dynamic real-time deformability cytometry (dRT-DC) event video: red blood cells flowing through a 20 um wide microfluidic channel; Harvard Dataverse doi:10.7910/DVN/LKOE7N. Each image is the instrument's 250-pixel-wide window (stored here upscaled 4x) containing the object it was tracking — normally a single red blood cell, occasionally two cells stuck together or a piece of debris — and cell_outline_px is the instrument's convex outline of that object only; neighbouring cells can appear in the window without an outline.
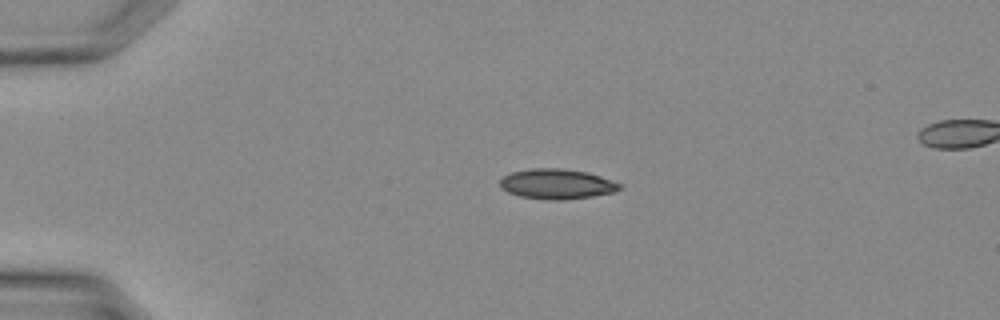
{"species": "Egyptian fruit bat (a non-hibernating species)", "species_latin": "Rousettus aegyptiacus", "temperature_condition": "warm", "stored_images_in_passage": 15, "camera_frame_rate_fps": 3000, "um_per_image_px": 0.085, "animal": {"sex": "female"}, "frame": {"image": 1, "passage_image": 3, "time_ms": 0.667, "image_size_px": [1000, 320], "cell_outline_px": [[624, 188], [612, 192], [592, 196], [564, 200], [544, 200], [520, 196], [508, 192], [500, 188], [500, 180], [504, 176], [512, 172], [528, 168], [560, 168], [588, 172], [624, 184]], "centroid_in_image_um": [47.34, 15.64], "position_along_channel_um": 37.7, "area_um2": 21.21}}
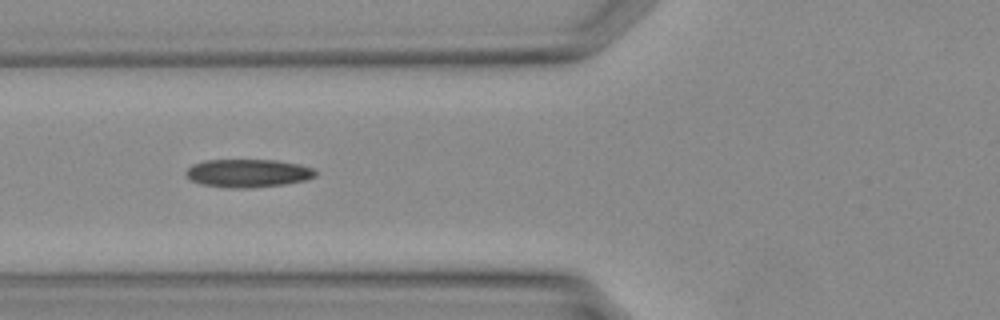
{"frame": {"image": 2, "passage_image": 9, "time_ms": 2.667, "image_size_px": [1000, 320], "cell_outline_px": [[316, 176], [308, 180], [284, 184], [252, 188], [228, 188], [200, 184], [184, 176], [184, 172], [192, 164], [204, 160], [276, 160], [300, 164], [312, 168], [316, 172]], "centroid_in_image_um": [21.06, 14.72], "position_along_channel_um": 104.7, "area_um2": 21.5}}
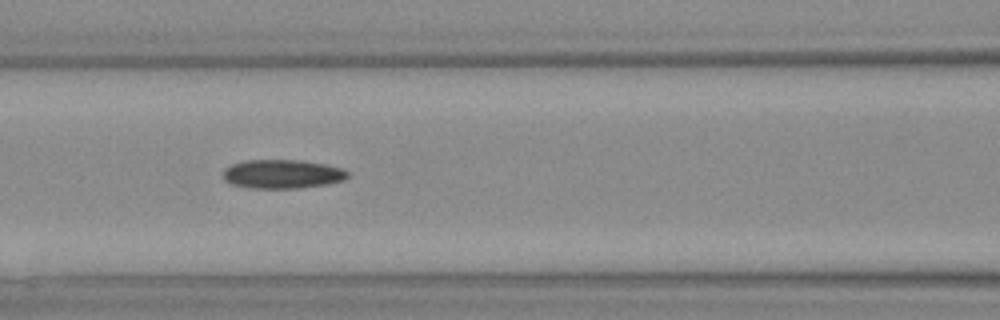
{"frame": {"image": 3, "passage_image": 11, "time_ms": 3.333, "image_size_px": [1000, 320], "cell_outline_px": [[348, 176], [344, 180], [324, 184], [296, 188], [252, 188], [232, 184], [224, 180], [224, 168], [232, 164], [244, 160], [296, 160], [324, 164], [344, 168], [348, 172]], "centroid_in_image_um": [23.98, 14.78], "position_along_channel_um": 142.6, "area_um2": 20.81}}